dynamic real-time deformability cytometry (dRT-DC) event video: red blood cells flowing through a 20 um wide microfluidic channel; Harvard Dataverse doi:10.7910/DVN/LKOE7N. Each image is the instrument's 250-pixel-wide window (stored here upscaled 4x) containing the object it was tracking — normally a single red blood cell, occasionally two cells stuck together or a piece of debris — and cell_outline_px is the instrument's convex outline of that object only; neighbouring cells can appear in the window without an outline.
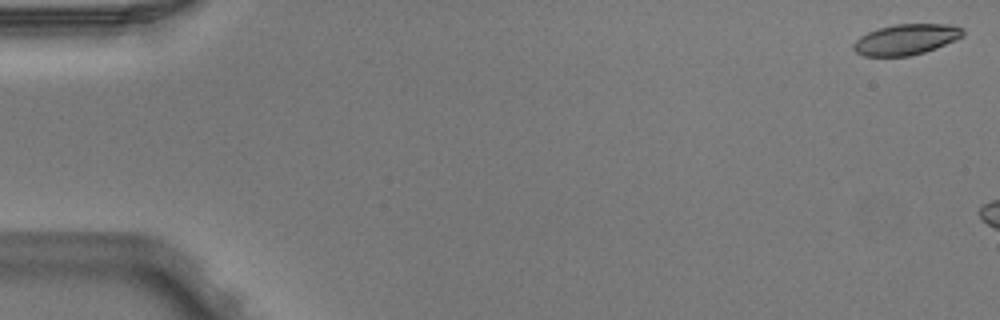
{"species": "Egyptian fruit bat (a non-hibernating species)", "species_latin": "Rousettus aegyptiacus", "temperature_condition": "warm", "stored_images_in_passage": 3, "camera_frame_rate_fps": 3000, "um_per_image_px": 0.085, "animal": {"sex": "male"}, "frame": {"image": 1, "passage_image": 1, "time_ms": 0.0, "image_size_px": [1000, 320], "cell_outline_px": [[964, 36], [956, 40], [936, 48], [924, 52], [908, 56], [864, 56], [856, 52], [852, 48], [852, 44], [860, 36], [868, 32], [880, 28], [896, 24], [948, 24], [964, 28]], "centroid_in_image_um": [77.03, 3.35], "position_along_channel_um": 8.0, "area_um2": 19.59}}